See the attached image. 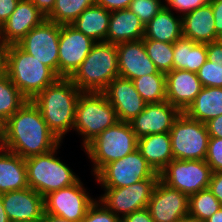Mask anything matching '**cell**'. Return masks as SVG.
Returning <instances> with one entry per match:
<instances>
[{
	"mask_svg": "<svg viewBox=\"0 0 222 222\" xmlns=\"http://www.w3.org/2000/svg\"><path fill=\"white\" fill-rule=\"evenodd\" d=\"M17 222H41V220H31V221H17Z\"/></svg>",
	"mask_w": 222,
	"mask_h": 222,
	"instance_id": "54",
	"label": "cell"
},
{
	"mask_svg": "<svg viewBox=\"0 0 222 222\" xmlns=\"http://www.w3.org/2000/svg\"><path fill=\"white\" fill-rule=\"evenodd\" d=\"M7 44L0 37V74L5 71V62H6V49Z\"/></svg>",
	"mask_w": 222,
	"mask_h": 222,
	"instance_id": "48",
	"label": "cell"
},
{
	"mask_svg": "<svg viewBox=\"0 0 222 222\" xmlns=\"http://www.w3.org/2000/svg\"><path fill=\"white\" fill-rule=\"evenodd\" d=\"M189 216L199 222H205L211 215L221 207L218 199L209 188L189 196Z\"/></svg>",
	"mask_w": 222,
	"mask_h": 222,
	"instance_id": "33",
	"label": "cell"
},
{
	"mask_svg": "<svg viewBox=\"0 0 222 222\" xmlns=\"http://www.w3.org/2000/svg\"><path fill=\"white\" fill-rule=\"evenodd\" d=\"M214 14L216 36L222 39V0H210Z\"/></svg>",
	"mask_w": 222,
	"mask_h": 222,
	"instance_id": "41",
	"label": "cell"
},
{
	"mask_svg": "<svg viewBox=\"0 0 222 222\" xmlns=\"http://www.w3.org/2000/svg\"><path fill=\"white\" fill-rule=\"evenodd\" d=\"M145 26L129 8L111 12L106 42L118 44L144 38Z\"/></svg>",
	"mask_w": 222,
	"mask_h": 222,
	"instance_id": "23",
	"label": "cell"
},
{
	"mask_svg": "<svg viewBox=\"0 0 222 222\" xmlns=\"http://www.w3.org/2000/svg\"><path fill=\"white\" fill-rule=\"evenodd\" d=\"M189 197L171 188L160 179L157 181L147 209L154 222H176L189 216Z\"/></svg>",
	"mask_w": 222,
	"mask_h": 222,
	"instance_id": "15",
	"label": "cell"
},
{
	"mask_svg": "<svg viewBox=\"0 0 222 222\" xmlns=\"http://www.w3.org/2000/svg\"><path fill=\"white\" fill-rule=\"evenodd\" d=\"M116 49L120 77L133 80L159 72L147 55L143 40L118 43Z\"/></svg>",
	"mask_w": 222,
	"mask_h": 222,
	"instance_id": "18",
	"label": "cell"
},
{
	"mask_svg": "<svg viewBox=\"0 0 222 222\" xmlns=\"http://www.w3.org/2000/svg\"><path fill=\"white\" fill-rule=\"evenodd\" d=\"M61 25L45 19L31 29L17 45L49 67L58 76V48Z\"/></svg>",
	"mask_w": 222,
	"mask_h": 222,
	"instance_id": "12",
	"label": "cell"
},
{
	"mask_svg": "<svg viewBox=\"0 0 222 222\" xmlns=\"http://www.w3.org/2000/svg\"><path fill=\"white\" fill-rule=\"evenodd\" d=\"M169 133L173 159L205 160L209 141L205 123L191 119L181 112Z\"/></svg>",
	"mask_w": 222,
	"mask_h": 222,
	"instance_id": "8",
	"label": "cell"
},
{
	"mask_svg": "<svg viewBox=\"0 0 222 222\" xmlns=\"http://www.w3.org/2000/svg\"><path fill=\"white\" fill-rule=\"evenodd\" d=\"M103 93L115 108L118 120L121 122H131L146 106L133 81L127 78L116 77Z\"/></svg>",
	"mask_w": 222,
	"mask_h": 222,
	"instance_id": "17",
	"label": "cell"
},
{
	"mask_svg": "<svg viewBox=\"0 0 222 222\" xmlns=\"http://www.w3.org/2000/svg\"><path fill=\"white\" fill-rule=\"evenodd\" d=\"M1 195L4 210L11 222L42 219L44 197L30 187Z\"/></svg>",
	"mask_w": 222,
	"mask_h": 222,
	"instance_id": "19",
	"label": "cell"
},
{
	"mask_svg": "<svg viewBox=\"0 0 222 222\" xmlns=\"http://www.w3.org/2000/svg\"><path fill=\"white\" fill-rule=\"evenodd\" d=\"M205 161L213 173L222 172V138L209 137Z\"/></svg>",
	"mask_w": 222,
	"mask_h": 222,
	"instance_id": "38",
	"label": "cell"
},
{
	"mask_svg": "<svg viewBox=\"0 0 222 222\" xmlns=\"http://www.w3.org/2000/svg\"><path fill=\"white\" fill-rule=\"evenodd\" d=\"M95 201L96 198L93 200L79 180L69 187L47 194L44 197V212L80 222Z\"/></svg>",
	"mask_w": 222,
	"mask_h": 222,
	"instance_id": "13",
	"label": "cell"
},
{
	"mask_svg": "<svg viewBox=\"0 0 222 222\" xmlns=\"http://www.w3.org/2000/svg\"><path fill=\"white\" fill-rule=\"evenodd\" d=\"M111 12L94 4L85 9L71 24L95 42L106 41Z\"/></svg>",
	"mask_w": 222,
	"mask_h": 222,
	"instance_id": "27",
	"label": "cell"
},
{
	"mask_svg": "<svg viewBox=\"0 0 222 222\" xmlns=\"http://www.w3.org/2000/svg\"><path fill=\"white\" fill-rule=\"evenodd\" d=\"M209 137L222 138V115L210 119L207 123Z\"/></svg>",
	"mask_w": 222,
	"mask_h": 222,
	"instance_id": "46",
	"label": "cell"
},
{
	"mask_svg": "<svg viewBox=\"0 0 222 222\" xmlns=\"http://www.w3.org/2000/svg\"><path fill=\"white\" fill-rule=\"evenodd\" d=\"M0 222H11L4 210L2 195L0 194Z\"/></svg>",
	"mask_w": 222,
	"mask_h": 222,
	"instance_id": "52",
	"label": "cell"
},
{
	"mask_svg": "<svg viewBox=\"0 0 222 222\" xmlns=\"http://www.w3.org/2000/svg\"><path fill=\"white\" fill-rule=\"evenodd\" d=\"M176 222H199L198 220H196L195 218H192L190 216L184 217L182 219H179Z\"/></svg>",
	"mask_w": 222,
	"mask_h": 222,
	"instance_id": "53",
	"label": "cell"
},
{
	"mask_svg": "<svg viewBox=\"0 0 222 222\" xmlns=\"http://www.w3.org/2000/svg\"><path fill=\"white\" fill-rule=\"evenodd\" d=\"M203 87L222 88V67L207 60L196 72Z\"/></svg>",
	"mask_w": 222,
	"mask_h": 222,
	"instance_id": "36",
	"label": "cell"
},
{
	"mask_svg": "<svg viewBox=\"0 0 222 222\" xmlns=\"http://www.w3.org/2000/svg\"><path fill=\"white\" fill-rule=\"evenodd\" d=\"M166 100L173 106L184 112L203 86L195 72L172 69L165 74Z\"/></svg>",
	"mask_w": 222,
	"mask_h": 222,
	"instance_id": "21",
	"label": "cell"
},
{
	"mask_svg": "<svg viewBox=\"0 0 222 222\" xmlns=\"http://www.w3.org/2000/svg\"><path fill=\"white\" fill-rule=\"evenodd\" d=\"M6 136V121L0 116V144L3 145Z\"/></svg>",
	"mask_w": 222,
	"mask_h": 222,
	"instance_id": "50",
	"label": "cell"
},
{
	"mask_svg": "<svg viewBox=\"0 0 222 222\" xmlns=\"http://www.w3.org/2000/svg\"><path fill=\"white\" fill-rule=\"evenodd\" d=\"M41 222H72V221H69L65 218H62V217H59V216H56V215H53V214H48V213H43V216H42V219H41Z\"/></svg>",
	"mask_w": 222,
	"mask_h": 222,
	"instance_id": "49",
	"label": "cell"
},
{
	"mask_svg": "<svg viewBox=\"0 0 222 222\" xmlns=\"http://www.w3.org/2000/svg\"><path fill=\"white\" fill-rule=\"evenodd\" d=\"M205 222H222V206L211 215Z\"/></svg>",
	"mask_w": 222,
	"mask_h": 222,
	"instance_id": "51",
	"label": "cell"
},
{
	"mask_svg": "<svg viewBox=\"0 0 222 222\" xmlns=\"http://www.w3.org/2000/svg\"><path fill=\"white\" fill-rule=\"evenodd\" d=\"M207 61V44L181 37L173 43V69L197 72Z\"/></svg>",
	"mask_w": 222,
	"mask_h": 222,
	"instance_id": "28",
	"label": "cell"
},
{
	"mask_svg": "<svg viewBox=\"0 0 222 222\" xmlns=\"http://www.w3.org/2000/svg\"><path fill=\"white\" fill-rule=\"evenodd\" d=\"M80 222H121V219L96 200Z\"/></svg>",
	"mask_w": 222,
	"mask_h": 222,
	"instance_id": "37",
	"label": "cell"
},
{
	"mask_svg": "<svg viewBox=\"0 0 222 222\" xmlns=\"http://www.w3.org/2000/svg\"><path fill=\"white\" fill-rule=\"evenodd\" d=\"M96 0H56L52 12L46 19L59 25H71Z\"/></svg>",
	"mask_w": 222,
	"mask_h": 222,
	"instance_id": "32",
	"label": "cell"
},
{
	"mask_svg": "<svg viewBox=\"0 0 222 222\" xmlns=\"http://www.w3.org/2000/svg\"><path fill=\"white\" fill-rule=\"evenodd\" d=\"M25 159L2 148L0 150V194L27 188Z\"/></svg>",
	"mask_w": 222,
	"mask_h": 222,
	"instance_id": "24",
	"label": "cell"
},
{
	"mask_svg": "<svg viewBox=\"0 0 222 222\" xmlns=\"http://www.w3.org/2000/svg\"><path fill=\"white\" fill-rule=\"evenodd\" d=\"M212 173L205 160L173 159L159 173V179L189 197L209 188Z\"/></svg>",
	"mask_w": 222,
	"mask_h": 222,
	"instance_id": "10",
	"label": "cell"
},
{
	"mask_svg": "<svg viewBox=\"0 0 222 222\" xmlns=\"http://www.w3.org/2000/svg\"><path fill=\"white\" fill-rule=\"evenodd\" d=\"M95 41L72 25H61L58 48V77L69 78L84 61Z\"/></svg>",
	"mask_w": 222,
	"mask_h": 222,
	"instance_id": "14",
	"label": "cell"
},
{
	"mask_svg": "<svg viewBox=\"0 0 222 222\" xmlns=\"http://www.w3.org/2000/svg\"><path fill=\"white\" fill-rule=\"evenodd\" d=\"M80 94L69 78L62 77L32 99L47 126L61 142L73 129Z\"/></svg>",
	"mask_w": 222,
	"mask_h": 222,
	"instance_id": "2",
	"label": "cell"
},
{
	"mask_svg": "<svg viewBox=\"0 0 222 222\" xmlns=\"http://www.w3.org/2000/svg\"><path fill=\"white\" fill-rule=\"evenodd\" d=\"M118 121L116 110L104 93L81 92L76 105L73 129L82 136V147L85 148Z\"/></svg>",
	"mask_w": 222,
	"mask_h": 222,
	"instance_id": "6",
	"label": "cell"
},
{
	"mask_svg": "<svg viewBox=\"0 0 222 222\" xmlns=\"http://www.w3.org/2000/svg\"><path fill=\"white\" fill-rule=\"evenodd\" d=\"M149 178H159V173L153 170L138 149L106 164L95 175V180L102 188L127 187Z\"/></svg>",
	"mask_w": 222,
	"mask_h": 222,
	"instance_id": "9",
	"label": "cell"
},
{
	"mask_svg": "<svg viewBox=\"0 0 222 222\" xmlns=\"http://www.w3.org/2000/svg\"><path fill=\"white\" fill-rule=\"evenodd\" d=\"M61 143L32 100H27L6 121V136L2 148L24 159L48 153Z\"/></svg>",
	"mask_w": 222,
	"mask_h": 222,
	"instance_id": "1",
	"label": "cell"
},
{
	"mask_svg": "<svg viewBox=\"0 0 222 222\" xmlns=\"http://www.w3.org/2000/svg\"><path fill=\"white\" fill-rule=\"evenodd\" d=\"M181 111L167 100L146 104L144 110L130 123L137 138L150 134L169 133Z\"/></svg>",
	"mask_w": 222,
	"mask_h": 222,
	"instance_id": "16",
	"label": "cell"
},
{
	"mask_svg": "<svg viewBox=\"0 0 222 222\" xmlns=\"http://www.w3.org/2000/svg\"><path fill=\"white\" fill-rule=\"evenodd\" d=\"M46 17L31 0H20L8 20L0 28V37L7 45L17 44Z\"/></svg>",
	"mask_w": 222,
	"mask_h": 222,
	"instance_id": "20",
	"label": "cell"
},
{
	"mask_svg": "<svg viewBox=\"0 0 222 222\" xmlns=\"http://www.w3.org/2000/svg\"><path fill=\"white\" fill-rule=\"evenodd\" d=\"M119 76L116 44L95 42L90 53L69 77L81 92L103 93Z\"/></svg>",
	"mask_w": 222,
	"mask_h": 222,
	"instance_id": "3",
	"label": "cell"
},
{
	"mask_svg": "<svg viewBox=\"0 0 222 222\" xmlns=\"http://www.w3.org/2000/svg\"><path fill=\"white\" fill-rule=\"evenodd\" d=\"M27 101L4 71L0 74V116L7 121Z\"/></svg>",
	"mask_w": 222,
	"mask_h": 222,
	"instance_id": "31",
	"label": "cell"
},
{
	"mask_svg": "<svg viewBox=\"0 0 222 222\" xmlns=\"http://www.w3.org/2000/svg\"><path fill=\"white\" fill-rule=\"evenodd\" d=\"M138 148V138L130 123L118 121L108 127L84 149L93 164L95 176L106 164L131 154Z\"/></svg>",
	"mask_w": 222,
	"mask_h": 222,
	"instance_id": "7",
	"label": "cell"
},
{
	"mask_svg": "<svg viewBox=\"0 0 222 222\" xmlns=\"http://www.w3.org/2000/svg\"><path fill=\"white\" fill-rule=\"evenodd\" d=\"M32 3L47 17L53 10L56 0H31Z\"/></svg>",
	"mask_w": 222,
	"mask_h": 222,
	"instance_id": "47",
	"label": "cell"
},
{
	"mask_svg": "<svg viewBox=\"0 0 222 222\" xmlns=\"http://www.w3.org/2000/svg\"><path fill=\"white\" fill-rule=\"evenodd\" d=\"M164 6L165 3L161 0H132L129 9L145 26Z\"/></svg>",
	"mask_w": 222,
	"mask_h": 222,
	"instance_id": "35",
	"label": "cell"
},
{
	"mask_svg": "<svg viewBox=\"0 0 222 222\" xmlns=\"http://www.w3.org/2000/svg\"><path fill=\"white\" fill-rule=\"evenodd\" d=\"M182 35L181 15L175 16L165 6L145 25L143 39L174 43Z\"/></svg>",
	"mask_w": 222,
	"mask_h": 222,
	"instance_id": "26",
	"label": "cell"
},
{
	"mask_svg": "<svg viewBox=\"0 0 222 222\" xmlns=\"http://www.w3.org/2000/svg\"><path fill=\"white\" fill-rule=\"evenodd\" d=\"M137 149L156 173H160L173 160L170 133L138 138Z\"/></svg>",
	"mask_w": 222,
	"mask_h": 222,
	"instance_id": "25",
	"label": "cell"
},
{
	"mask_svg": "<svg viewBox=\"0 0 222 222\" xmlns=\"http://www.w3.org/2000/svg\"><path fill=\"white\" fill-rule=\"evenodd\" d=\"M167 3V4H166ZM210 3V0H165V7L168 10H175L181 14V17L191 11L205 6Z\"/></svg>",
	"mask_w": 222,
	"mask_h": 222,
	"instance_id": "39",
	"label": "cell"
},
{
	"mask_svg": "<svg viewBox=\"0 0 222 222\" xmlns=\"http://www.w3.org/2000/svg\"><path fill=\"white\" fill-rule=\"evenodd\" d=\"M132 0H96V4L112 12L128 9Z\"/></svg>",
	"mask_w": 222,
	"mask_h": 222,
	"instance_id": "43",
	"label": "cell"
},
{
	"mask_svg": "<svg viewBox=\"0 0 222 222\" xmlns=\"http://www.w3.org/2000/svg\"><path fill=\"white\" fill-rule=\"evenodd\" d=\"M121 222H154L147 208L135 211L121 219Z\"/></svg>",
	"mask_w": 222,
	"mask_h": 222,
	"instance_id": "45",
	"label": "cell"
},
{
	"mask_svg": "<svg viewBox=\"0 0 222 222\" xmlns=\"http://www.w3.org/2000/svg\"><path fill=\"white\" fill-rule=\"evenodd\" d=\"M159 178L141 180L127 187L103 188L99 201L120 219L147 208L153 189Z\"/></svg>",
	"mask_w": 222,
	"mask_h": 222,
	"instance_id": "11",
	"label": "cell"
},
{
	"mask_svg": "<svg viewBox=\"0 0 222 222\" xmlns=\"http://www.w3.org/2000/svg\"><path fill=\"white\" fill-rule=\"evenodd\" d=\"M147 55L159 72L167 74L173 69V43L142 39Z\"/></svg>",
	"mask_w": 222,
	"mask_h": 222,
	"instance_id": "34",
	"label": "cell"
},
{
	"mask_svg": "<svg viewBox=\"0 0 222 222\" xmlns=\"http://www.w3.org/2000/svg\"><path fill=\"white\" fill-rule=\"evenodd\" d=\"M20 0H0V28L8 20Z\"/></svg>",
	"mask_w": 222,
	"mask_h": 222,
	"instance_id": "42",
	"label": "cell"
},
{
	"mask_svg": "<svg viewBox=\"0 0 222 222\" xmlns=\"http://www.w3.org/2000/svg\"><path fill=\"white\" fill-rule=\"evenodd\" d=\"M132 81L146 104L166 101V77L164 73L145 75Z\"/></svg>",
	"mask_w": 222,
	"mask_h": 222,
	"instance_id": "30",
	"label": "cell"
},
{
	"mask_svg": "<svg viewBox=\"0 0 222 222\" xmlns=\"http://www.w3.org/2000/svg\"><path fill=\"white\" fill-rule=\"evenodd\" d=\"M209 189L222 206V172L212 173Z\"/></svg>",
	"mask_w": 222,
	"mask_h": 222,
	"instance_id": "44",
	"label": "cell"
},
{
	"mask_svg": "<svg viewBox=\"0 0 222 222\" xmlns=\"http://www.w3.org/2000/svg\"><path fill=\"white\" fill-rule=\"evenodd\" d=\"M182 18V35L196 43L209 44L219 40L214 26L211 4L199 7Z\"/></svg>",
	"mask_w": 222,
	"mask_h": 222,
	"instance_id": "22",
	"label": "cell"
},
{
	"mask_svg": "<svg viewBox=\"0 0 222 222\" xmlns=\"http://www.w3.org/2000/svg\"><path fill=\"white\" fill-rule=\"evenodd\" d=\"M25 159L28 186L45 197L47 194L77 183L80 178L68 164L57 158V150Z\"/></svg>",
	"mask_w": 222,
	"mask_h": 222,
	"instance_id": "5",
	"label": "cell"
},
{
	"mask_svg": "<svg viewBox=\"0 0 222 222\" xmlns=\"http://www.w3.org/2000/svg\"><path fill=\"white\" fill-rule=\"evenodd\" d=\"M184 113L202 123L222 115V88L203 87Z\"/></svg>",
	"mask_w": 222,
	"mask_h": 222,
	"instance_id": "29",
	"label": "cell"
},
{
	"mask_svg": "<svg viewBox=\"0 0 222 222\" xmlns=\"http://www.w3.org/2000/svg\"><path fill=\"white\" fill-rule=\"evenodd\" d=\"M5 72L27 100H32L59 78L49 67L17 44L7 46Z\"/></svg>",
	"mask_w": 222,
	"mask_h": 222,
	"instance_id": "4",
	"label": "cell"
},
{
	"mask_svg": "<svg viewBox=\"0 0 222 222\" xmlns=\"http://www.w3.org/2000/svg\"><path fill=\"white\" fill-rule=\"evenodd\" d=\"M207 60L222 67V39L207 44Z\"/></svg>",
	"mask_w": 222,
	"mask_h": 222,
	"instance_id": "40",
	"label": "cell"
}]
</instances>
